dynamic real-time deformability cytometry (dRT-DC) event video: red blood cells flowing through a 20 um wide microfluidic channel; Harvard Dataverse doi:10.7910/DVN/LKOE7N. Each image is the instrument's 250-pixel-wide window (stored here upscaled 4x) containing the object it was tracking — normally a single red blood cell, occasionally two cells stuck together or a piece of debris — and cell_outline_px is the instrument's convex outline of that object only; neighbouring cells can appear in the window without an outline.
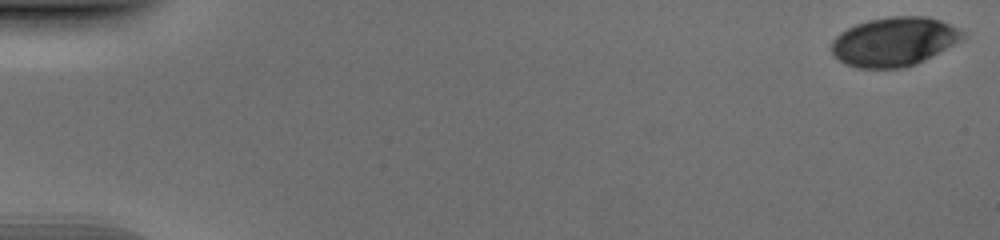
{"species": "human", "species_latin": "Homo sapiens", "temperature_condition": "cold", "stored_images_in_passage": 52, "camera_frame_rate_fps": 3000, "um_per_image_px": 0.085, "donor": {"sex": "male"}, "frame": {"image": 1, "passage_image": 1, "time_ms": 0.0, "image_size_px": [1000, 240], "cell_outline_px": [[968, 36], [932, 56], [916, 64], [904, 68], [856, 68], [844, 64], [832, 56], [828, 48], [832, 40], [840, 32], [856, 24], [868, 20], [888, 16], [928, 16], [940, 20], [964, 32]], "centroid_in_image_um": [75.94, 3.55], "position_along_channel_um": 9.1, "area_um2": 37.86}}
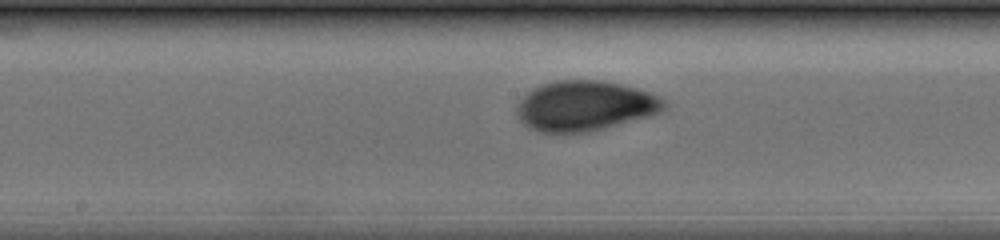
{"frame": {"image": 2, "passage_image": 28, "time_ms": 9.0, "image_size_px": [1000, 240], "cell_outline_px": [[668, 104], [660, 112], [652, 116], [588, 132], [536, 132], [528, 128], [516, 116], [516, 104], [532, 88], [540, 84], [556, 80], [600, 80], [620, 84], [652, 92], [660, 96]], "centroid_in_image_um": [49.71, 9.0], "position_along_channel_um": 198.5, "area_um2": 43.47}}
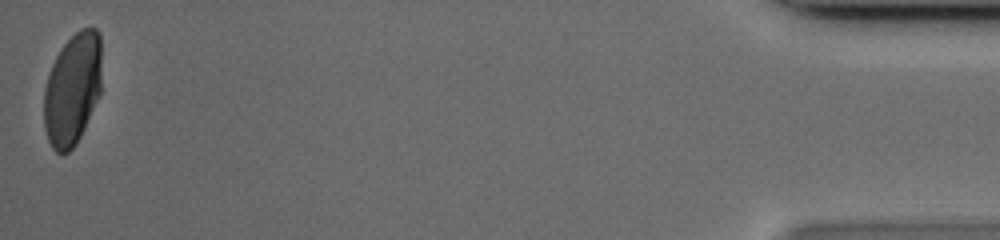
{"frame": {"image": 3, "passage_image": 52, "time_ms": 17.0, "image_size_px": [1000, 240], "cell_outline_px": [[100, 96], [76, 144], [68, 152], [56, 152], [52, 148], [48, 140], [44, 128], [44, 88], [52, 64], [60, 48], [80, 28], [96, 28], [100, 32]], "centroid_in_image_um": [6.15, 7.58], "position_along_channel_um": 429.0, "area_um2": 37.69}}